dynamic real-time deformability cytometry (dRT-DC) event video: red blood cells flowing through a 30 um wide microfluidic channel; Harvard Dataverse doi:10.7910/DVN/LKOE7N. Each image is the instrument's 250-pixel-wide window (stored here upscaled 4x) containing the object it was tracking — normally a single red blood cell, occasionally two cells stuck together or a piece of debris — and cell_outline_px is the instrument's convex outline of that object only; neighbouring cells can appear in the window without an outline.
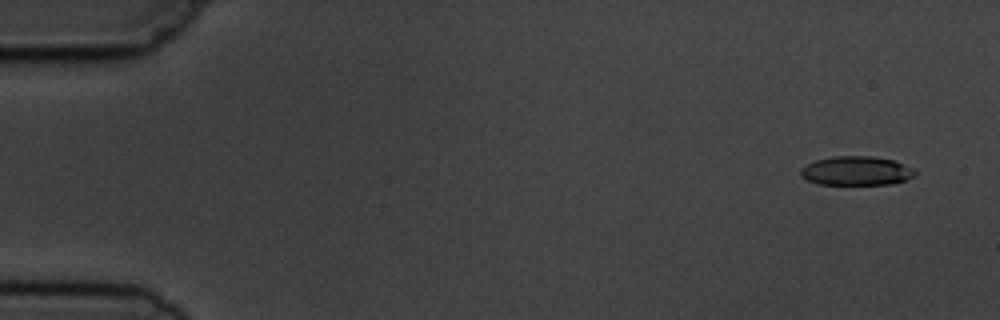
{"species": "common noctule bat (a hibernating species)", "species_latin": "Nyctalus noctula", "temperature_condition": "cold", "stored_images_in_passage": 6, "camera_frame_rate_fps": 3000, "um_per_image_px": 0.085, "animal": {"sex": "male", "body_mass_g": 19.5, "forearm_length_mm": 54.6}, "frame": {"image": 1, "passage_image": 1, "time_ms": 0.0, "image_size_px": [1000, 320], "cell_outline_px": [[916, 172], [912, 176], [904, 180], [892, 184], [816, 184], [800, 176], [800, 168], [816, 160], [832, 156], [872, 156], [892, 160], [916, 168]], "centroid_in_image_um": [72.78, 14.52], "position_along_channel_um": 12.2, "area_um2": 19.36}}
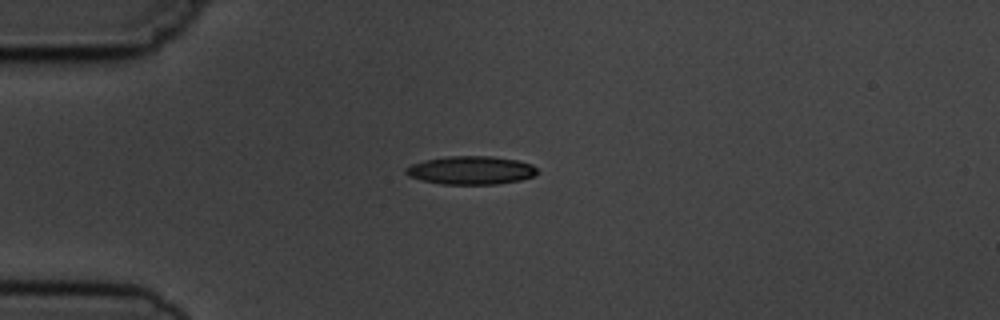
{"frame": {"image": 2, "passage_image": 4, "time_ms": 3.667, "image_size_px": [1000, 320], "cell_outline_px": [[536, 172], [532, 176], [520, 180], [496, 184], [440, 184], [408, 176], [404, 172], [404, 168], [412, 164], [424, 160], [444, 156], [492, 156], [516, 160], [532, 164], [536, 168]], "centroid_in_image_um": [39.98, 14.46], "position_along_channel_um": 45.0, "area_um2": 21.62}}
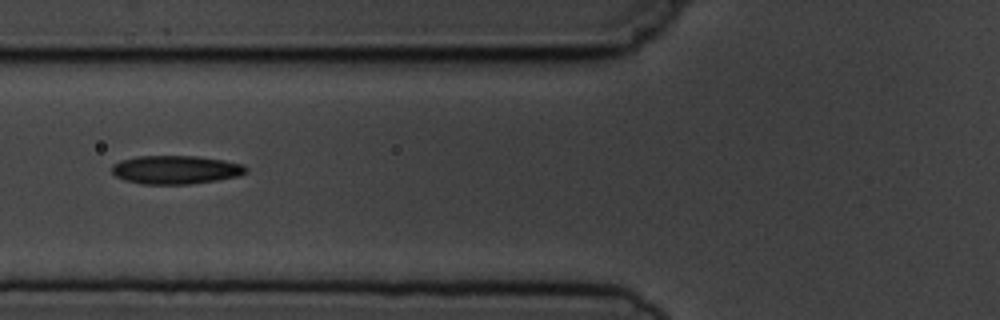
{"frame": {"image": 3, "passage_image": 6, "time_ms": 6.0, "image_size_px": [1000, 320], "cell_outline_px": [[248, 172], [240, 176], [192, 184], [140, 184], [124, 180], [116, 176], [112, 172], [112, 164], [120, 160], [136, 156], [196, 156], [224, 160], [244, 164], [248, 168]], "centroid_in_image_um": [14.95, 14.43], "position_along_channel_um": 110.8, "area_um2": 22.54}}